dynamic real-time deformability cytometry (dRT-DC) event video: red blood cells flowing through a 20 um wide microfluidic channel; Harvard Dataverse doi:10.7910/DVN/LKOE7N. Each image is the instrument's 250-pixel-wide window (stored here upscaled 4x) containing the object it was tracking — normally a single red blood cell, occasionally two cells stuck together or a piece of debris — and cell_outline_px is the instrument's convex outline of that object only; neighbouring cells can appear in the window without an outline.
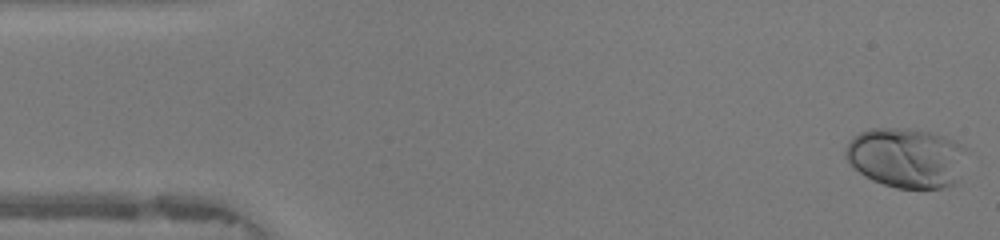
{"species": "human", "species_latin": "Homo sapiens", "temperature_condition": "warm", "stored_images_in_passage": 48, "camera_frame_rate_fps": 3000, "um_per_image_px": 0.085, "donor": {"sex": "female"}, "frame": {"image": 1, "passage_image": 1, "time_ms": 0.0, "image_size_px": [1000, 240], "cell_outline_px": [[968, 148], [956, 180], [952, 184], [940, 188], [896, 188], [872, 180], [864, 176], [852, 168], [844, 156], [844, 152], [852, 136], [860, 132], [872, 128], [908, 128], [932, 132], [944, 136]], "centroid_in_image_um": [76.99, 13.39], "position_along_channel_um": 8.0, "area_um2": 42.43}}
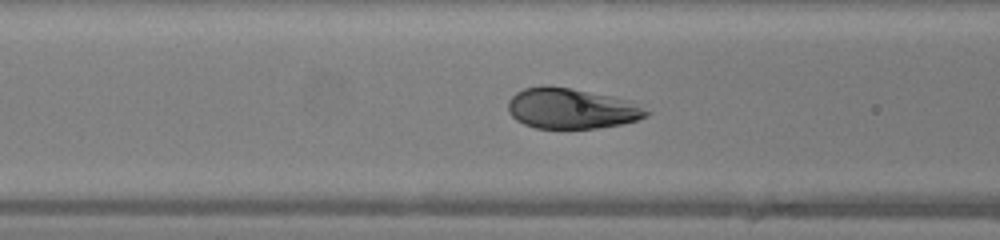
{"frame": {"image": 2, "passage_image": 18, "time_ms": 5.667, "image_size_px": [1000, 240], "cell_outline_px": [[652, 112], [648, 116], [636, 120], [620, 124], [596, 128], [536, 128], [524, 124], [516, 120], [508, 112], [508, 100], [516, 92], [524, 88], [544, 84], [548, 84], [572, 88], [632, 100]], "centroid_in_image_um": [48.57, 9.2], "position_along_channel_um": 118.0, "area_um2": 33.06}}
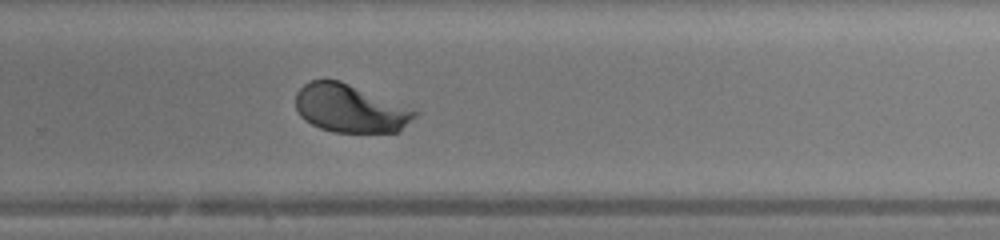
{"frame": {"image": 3, "passage_image": 31, "time_ms": 10.0, "image_size_px": [1000, 240], "cell_outline_px": [[420, 112], [416, 116], [396, 132], [332, 132], [320, 128], [304, 120], [300, 116], [296, 108], [296, 92], [304, 84], [312, 80], [340, 80]], "centroid_in_image_um": [29.72, 9.22], "position_along_channel_um": 300.1, "area_um2": 33.0}, "authors_computed_cell_mechanics": {"area_um2": 34.3043, "velocity_mm_per_s": 4.2154, "shape_relaxation_time_tau1_ms": 1.887, "shape_relaxation_time_tau2_ms": null, "deformation_change_tau1": 0.1305, "deformation_change_tau2": null}}